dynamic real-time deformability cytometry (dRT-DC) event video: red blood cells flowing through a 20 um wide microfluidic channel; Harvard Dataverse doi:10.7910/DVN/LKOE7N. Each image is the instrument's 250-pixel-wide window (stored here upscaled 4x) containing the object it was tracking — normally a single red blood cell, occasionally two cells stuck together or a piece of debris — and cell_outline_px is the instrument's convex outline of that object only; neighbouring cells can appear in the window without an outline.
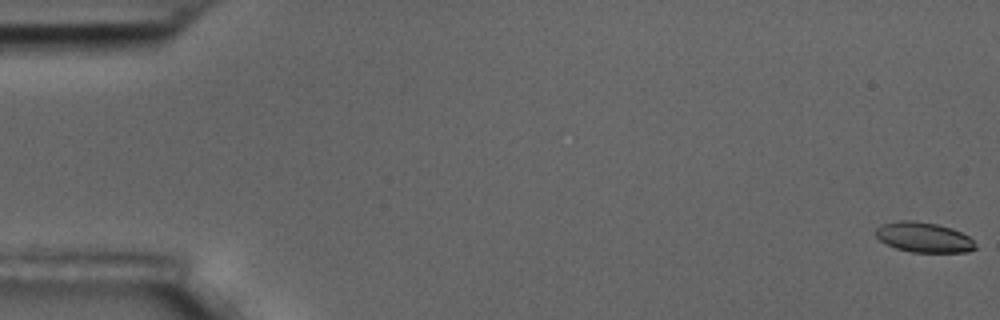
{"species": "common noctule bat (a hibernating species)", "species_latin": "Nyctalus noctula", "temperature_condition": "room temperature", "stored_images_in_passage": 12, "camera_frame_rate_fps": 3000, "um_per_image_px": 0.085, "animal": {"sex": "male", "body_mass_g": 17.5, "forearm_length_mm": 52.3}, "frame": {"image": 1, "passage_image": 1, "time_ms": 0.0, "image_size_px": [1000, 320], "cell_outline_px": [[976, 248], [968, 252], [912, 252], [896, 248], [880, 240], [876, 236], [876, 228], [880, 224], [900, 220], [912, 220], [936, 224], [952, 228], [968, 236], [976, 244]], "centroid_in_image_um": [78.52, 20.16], "position_along_channel_um": 6.5, "area_um2": 17.4}}